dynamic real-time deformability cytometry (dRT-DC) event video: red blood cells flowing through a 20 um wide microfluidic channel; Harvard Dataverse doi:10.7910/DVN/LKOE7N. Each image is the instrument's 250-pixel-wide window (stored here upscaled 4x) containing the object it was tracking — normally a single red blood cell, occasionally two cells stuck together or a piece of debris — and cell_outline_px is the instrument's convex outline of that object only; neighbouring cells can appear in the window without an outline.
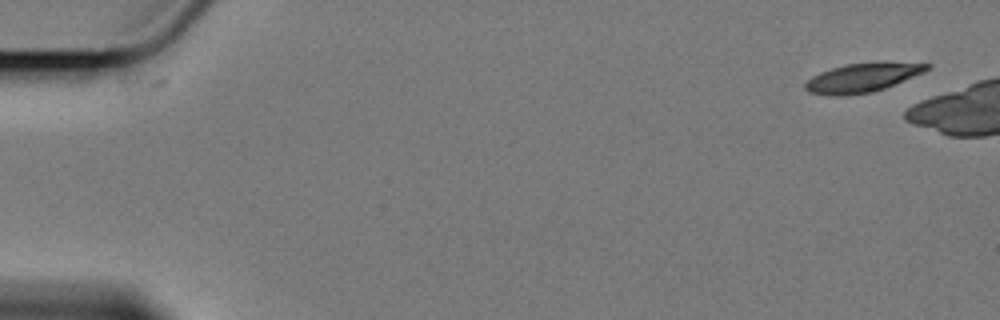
{"species": "Egyptian fruit bat (a non-hibernating species)", "species_latin": "Rousettus aegyptiacus", "temperature_condition": "cold", "stored_images_in_passage": 7, "camera_frame_rate_fps": 3000, "um_per_image_px": 0.085, "animal": {"sex": "female"}, "frame": {"image": 1, "passage_image": 1, "time_ms": 0.0, "image_size_px": [1000, 320], "cell_outline_px": [[932, 68], [924, 72], [884, 88], [868, 92], [836, 96], [808, 92], [804, 88], [804, 84], [812, 76], [820, 72], [844, 64], [880, 60], [932, 64]], "centroid_in_image_um": [73.35, 6.55], "position_along_channel_um": 11.7, "area_um2": 20.81}}
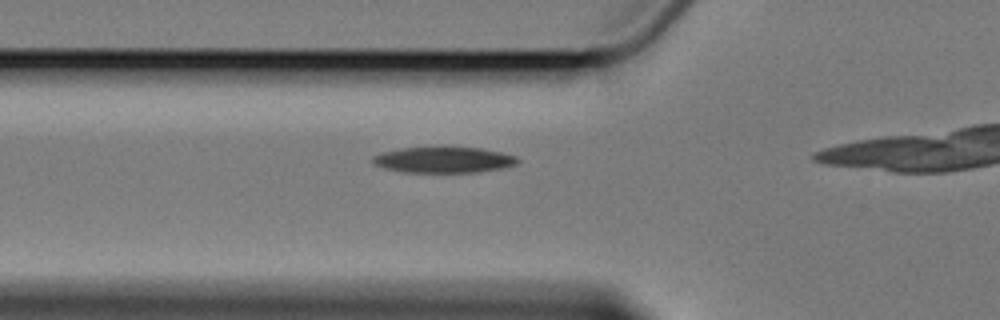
{"frame": {"image": 2, "passage_image": 6, "time_ms": 6.333, "image_size_px": [1000, 320], "cell_outline_px": [[520, 160], [516, 164], [500, 168], [476, 172], [404, 172], [384, 168], [376, 164], [372, 160], [372, 156], [380, 152], [400, 148], [480, 148], [504, 152], [516, 156]], "centroid_in_image_um": [37.71, 13.59], "position_along_channel_um": 88.1, "area_um2": 21.62}}